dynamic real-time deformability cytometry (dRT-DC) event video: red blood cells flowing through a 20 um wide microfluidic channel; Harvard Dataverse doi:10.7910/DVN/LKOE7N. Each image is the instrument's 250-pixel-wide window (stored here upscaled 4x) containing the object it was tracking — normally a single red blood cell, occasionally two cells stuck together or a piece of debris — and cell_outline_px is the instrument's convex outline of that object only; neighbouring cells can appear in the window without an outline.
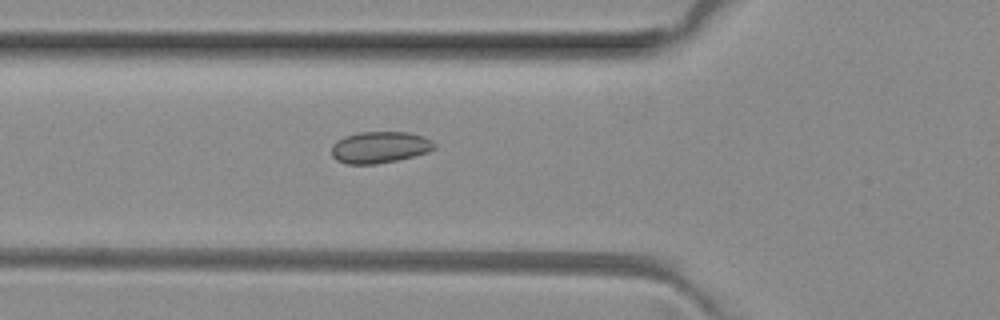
{"species": "common noctule bat (a hibernating species)", "species_latin": "Nyctalus noctula", "temperature_condition": "room temperature", "stored_images_in_passage": 50, "camera_frame_rate_fps": 3000, "um_per_image_px": 0.085, "animal": {"sex": "female", "body_mass_g": 29.2, "forearm_length_mm": 56.3}, "frame": {"image": 1, "passage_image": 17, "time_ms": 5.333, "image_size_px": [1000, 320], "cell_outline_px": [[436, 148], [428, 152], [396, 160], [376, 164], [348, 164], [336, 160], [332, 156], [332, 144], [344, 136], [360, 132], [408, 132], [424, 136], [432, 140], [436, 144]], "centroid_in_image_um": [32.29, 12.51], "position_along_channel_um": 93.5, "area_um2": 18.96}}
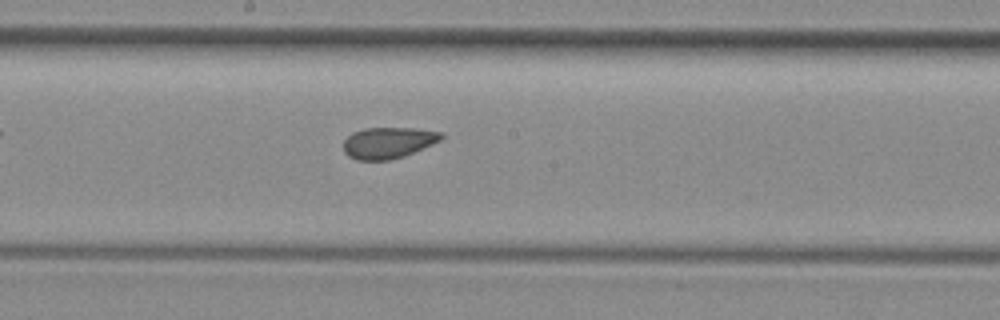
{"frame": {"image": 2, "passage_image": 26, "time_ms": 8.333, "image_size_px": [1000, 320], "cell_outline_px": [[444, 136], [440, 140], [432, 144], [404, 156], [388, 160], [356, 160], [348, 156], [344, 152], [344, 140], [352, 132], [364, 128], [416, 128], [444, 132]], "centroid_in_image_um": [32.99, 12.12], "position_along_channel_um": 215.2, "area_um2": 17.86}}
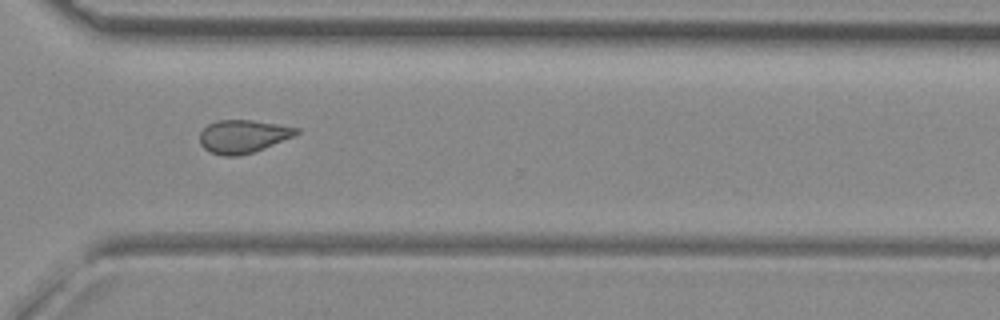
{"frame": {"image": 3, "passage_image": 36, "time_ms": 11.667, "image_size_px": [1000, 320], "cell_outline_px": [[300, 132], [296, 136], [264, 148], [252, 152], [236, 156], [224, 156], [212, 152], [204, 148], [200, 144], [200, 132], [208, 124], [216, 120], [252, 120], [300, 128]], "centroid_in_image_um": [20.68, 11.58], "position_along_channel_um": 349.9, "area_um2": 18.61}, "authors_computed_cell_mechanics": {"area_um2": 18.8717, "velocity_mm_per_s": 4.0402, "shape_relaxation_time_tau1_ms": null, "shape_relaxation_time_tau2_ms": 3.5201, "deformation_change_tau1": null, "deformation_change_tau2": 0.0639}}